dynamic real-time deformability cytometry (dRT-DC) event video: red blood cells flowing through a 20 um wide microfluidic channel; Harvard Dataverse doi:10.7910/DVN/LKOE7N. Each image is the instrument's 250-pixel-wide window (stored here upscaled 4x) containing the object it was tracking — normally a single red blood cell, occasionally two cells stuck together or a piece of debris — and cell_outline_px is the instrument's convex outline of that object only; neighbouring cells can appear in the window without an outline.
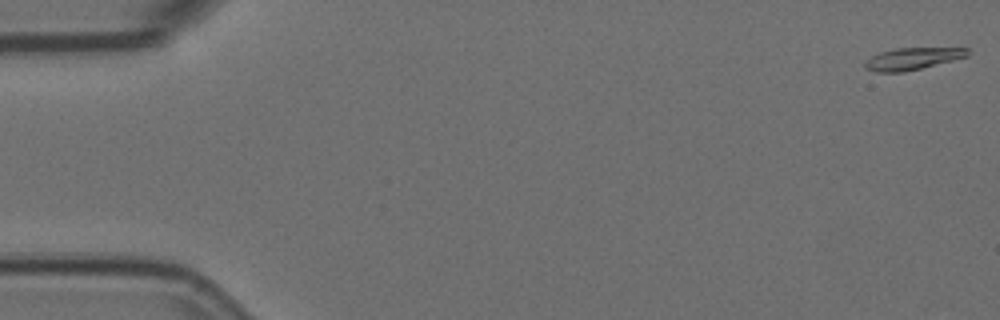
{"species": "Egyptian fruit bat (a non-hibernating species)", "species_latin": "Rousettus aegyptiacus", "temperature_condition": "room temperature", "stored_images_in_passage": 5, "camera_frame_rate_fps": 3000, "um_per_image_px": 0.085, "animal": {"sex": "female"}, "frame": {"image": 1, "passage_image": 1, "time_ms": 0.0, "image_size_px": [1000, 320], "cell_outline_px": [[968, 56], [904, 72], [876, 72], [864, 68], [864, 60], [880, 52], [896, 48], [968, 48]], "centroid_in_image_um": [77.49, 4.99], "position_along_channel_um": 7.5, "area_um2": 13.01}}
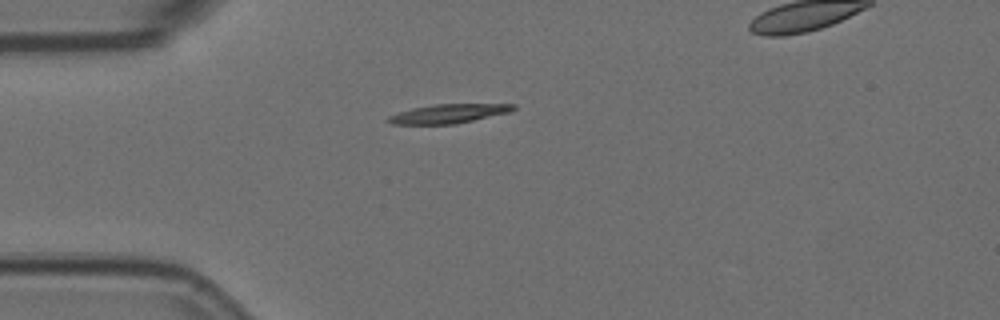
{"frame": {"image": 2, "passage_image": 4, "time_ms": 1.0, "image_size_px": [1000, 320], "cell_outline_px": [[516, 108], [508, 112], [456, 124], [392, 124], [384, 120], [388, 116], [412, 108], [436, 104], [516, 104]], "centroid_in_image_um": [38.09, 9.66], "position_along_channel_um": 46.9, "area_um2": 13.76}}